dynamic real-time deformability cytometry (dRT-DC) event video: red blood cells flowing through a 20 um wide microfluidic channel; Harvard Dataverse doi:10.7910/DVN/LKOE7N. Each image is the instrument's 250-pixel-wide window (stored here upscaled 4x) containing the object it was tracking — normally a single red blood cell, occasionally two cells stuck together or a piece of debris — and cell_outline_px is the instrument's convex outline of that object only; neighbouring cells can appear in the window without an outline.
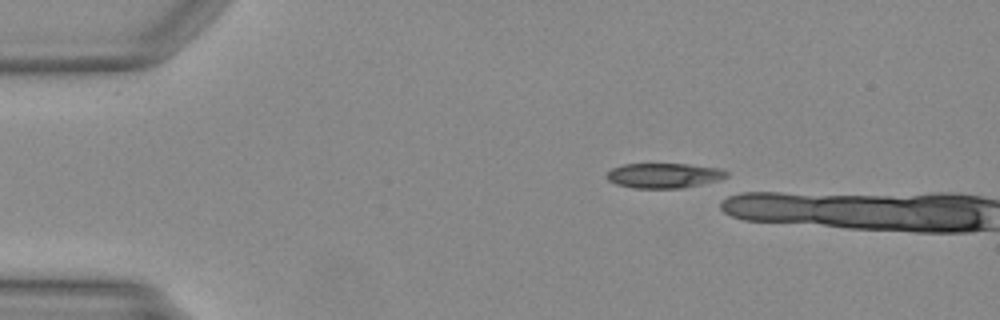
{"species": "Egyptian fruit bat (a non-hibernating species)", "species_latin": "Rousettus aegyptiacus", "temperature_condition": "warm", "stored_images_in_passage": 4, "camera_frame_rate_fps": 3000, "um_per_image_px": 0.085, "animal": {"sex": "female"}, "frame": {"image": 1, "passage_image": 1, "time_ms": 0.0, "image_size_px": [1000, 320], "cell_outline_px": [[728, 176], [716, 180], [684, 188], [632, 188], [616, 184], [608, 180], [604, 176], [612, 168], [624, 164], [688, 164], [720, 168], [728, 172]], "centroid_in_image_um": [56.4, 14.92], "position_along_channel_um": 28.6, "area_um2": 17.4}}